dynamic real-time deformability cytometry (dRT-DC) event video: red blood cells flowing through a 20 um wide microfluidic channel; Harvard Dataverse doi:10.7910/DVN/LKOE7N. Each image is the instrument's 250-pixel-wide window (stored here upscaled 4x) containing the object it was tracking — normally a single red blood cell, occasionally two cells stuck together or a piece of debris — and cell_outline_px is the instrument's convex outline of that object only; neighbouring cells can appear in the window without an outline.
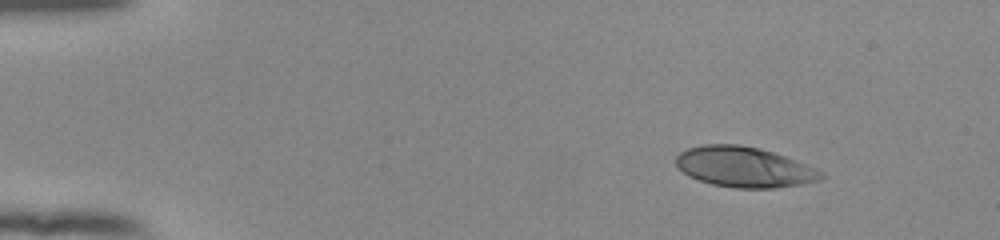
{"species": "human", "species_latin": "Homo sapiens", "temperature_condition": "room temperature", "stored_images_in_passage": 48, "camera_frame_rate_fps": 3000, "um_per_image_px": 0.085, "donor": {"sex": "female"}, "frame": {"image": 1, "passage_image": 1, "time_ms": 0.0, "image_size_px": [1000, 240], "cell_outline_px": [[824, 180], [804, 184], [776, 188], [732, 188], [712, 184], [688, 176], [676, 164], [676, 156], [680, 152], [688, 148], [704, 144], [740, 144], [760, 148], [796, 160], [816, 168], [824, 172]], "centroid_in_image_um": [63.3, 14.2], "position_along_channel_um": 21.7, "area_um2": 34.39}}
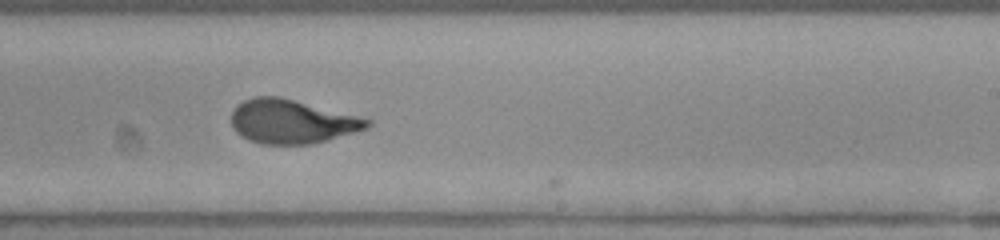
{"frame": {"image": 2, "passage_image": 28, "time_ms": 9.0, "image_size_px": [1000, 240], "cell_outline_px": [[372, 124], [368, 128], [328, 140], [312, 144], [260, 144], [248, 140], [240, 136], [236, 132], [232, 124], [232, 112], [236, 104], [252, 96], [276, 96], [372, 120]], "centroid_in_image_um": [24.76, 10.35], "position_along_channel_um": 264.2, "area_um2": 34.51}}
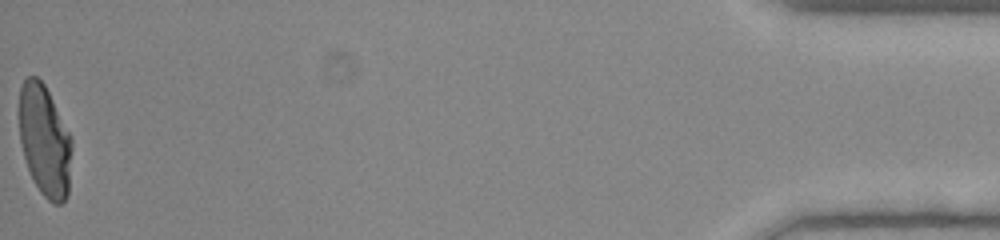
{"frame": {"image": 3, "passage_image": 48, "time_ms": 15.667, "image_size_px": [1000, 240], "cell_outline_px": [[72, 148], [68, 196], [60, 204], [52, 204], [40, 192], [28, 168], [24, 156], [20, 140], [16, 112], [20, 88], [24, 80], [28, 76], [36, 76], [44, 84], [72, 136]], "centroid_in_image_um": [3.77, 11.92], "position_along_channel_um": 431.4, "area_um2": 34.85}, "authors_computed_cell_mechanics": {"area_um2": 34.8534, "velocity_mm_per_s": 3.8686, "shape_relaxation_time_tau1_ms": 6.248, "shape_relaxation_time_tau2_ms": null, "deformation_change_tau1": 0.2611, "deformation_change_tau2": null}}